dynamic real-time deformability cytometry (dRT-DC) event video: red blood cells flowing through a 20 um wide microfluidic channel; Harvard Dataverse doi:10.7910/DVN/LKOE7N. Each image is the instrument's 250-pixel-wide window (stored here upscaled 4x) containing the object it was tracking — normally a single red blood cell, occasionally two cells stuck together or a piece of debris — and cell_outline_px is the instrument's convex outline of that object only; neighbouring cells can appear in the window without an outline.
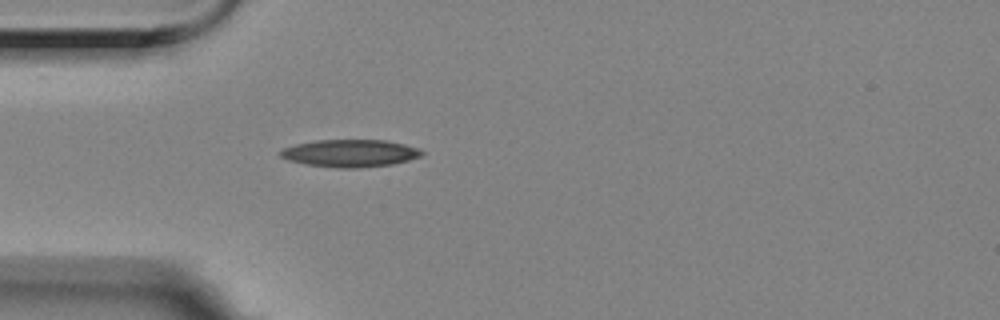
{"species": "Egyptian fruit bat (a non-hibernating species)", "species_latin": "Rousettus aegyptiacus", "temperature_condition": "room temperature", "stored_images_in_passage": 36, "camera_frame_rate_fps": 3000, "um_per_image_px": 0.085, "animal": {"sex": "female"}, "frame": {"image": 1, "passage_image": 1, "time_ms": 0.0, "image_size_px": [1000, 320], "cell_outline_px": [[424, 152], [420, 156], [408, 160], [392, 164], [356, 168], [336, 168], [308, 164], [288, 160], [280, 156], [280, 152], [284, 148], [296, 144], [316, 140], [384, 140], [404, 144], [420, 148]], "centroid_in_image_um": [29.78, 13.02], "position_along_channel_um": 55.2, "area_um2": 22.43}}
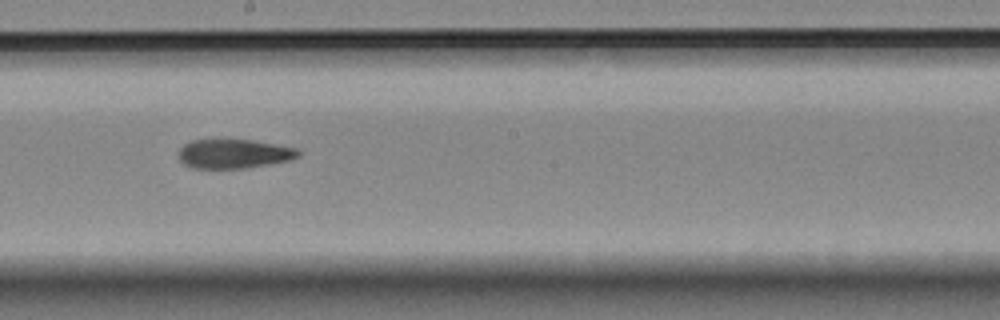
{"frame": {"image": 2, "passage_image": 16, "time_ms": 5.0, "image_size_px": [1000, 320], "cell_outline_px": [[300, 156], [288, 160], [244, 168], [192, 168], [184, 164], [180, 160], [180, 148], [184, 144], [192, 140], [252, 140], [276, 144], [296, 148], [300, 152]], "centroid_in_image_um": [19.87, 13.07], "position_along_channel_um": 228.3, "area_um2": 20.06}}
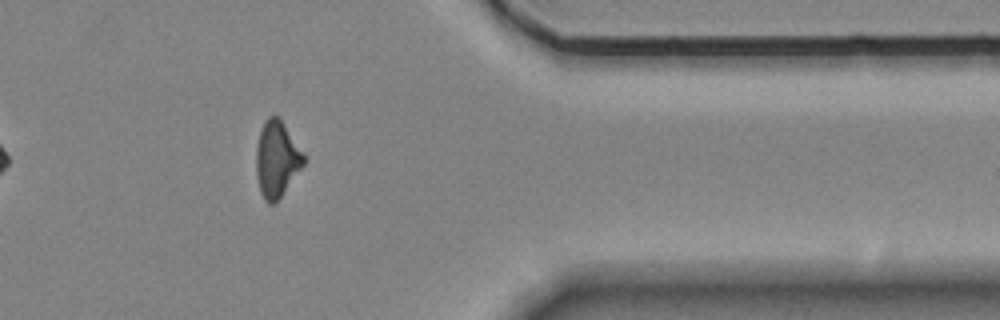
{"frame": {"image": 3, "passage_image": 31, "time_ms": 10.0, "image_size_px": [1000, 320], "cell_outline_px": [[304, 164], [280, 196], [272, 204], [268, 204], [264, 200], [260, 192], [256, 176], [256, 148], [260, 128], [264, 120], [268, 116], [280, 116], [304, 156]], "centroid_in_image_um": [23.48, 13.49], "position_along_channel_um": 387.9, "area_um2": 20.87}, "authors_computed_cell_mechanics": {"area_um2": 21.386, "velocity_mm_per_s": 3.545, "shape_relaxation_time_tau1_ms": 8.2633, "shape_relaxation_time_tau2_ms": 3.421, "deformation_change_tau1": 0.2077, "deformation_change_tau2": 0.1248}}